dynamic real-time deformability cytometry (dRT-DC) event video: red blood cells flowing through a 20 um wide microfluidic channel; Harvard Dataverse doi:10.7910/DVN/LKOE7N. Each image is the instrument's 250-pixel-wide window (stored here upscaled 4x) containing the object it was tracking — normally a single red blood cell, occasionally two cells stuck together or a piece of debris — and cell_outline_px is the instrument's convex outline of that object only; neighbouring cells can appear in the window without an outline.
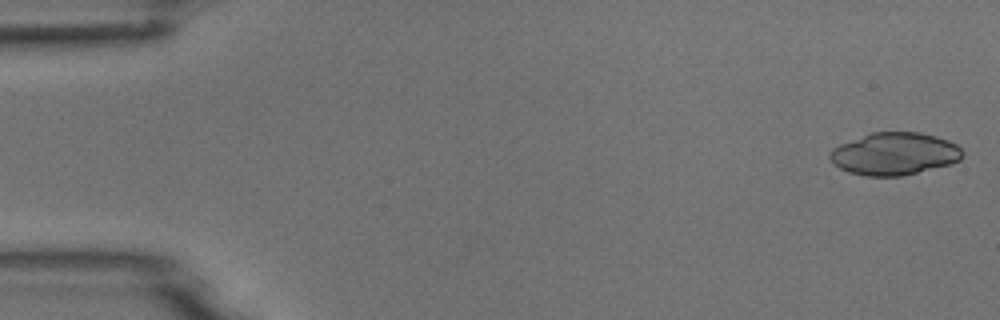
{"species": "common noctule bat (a hibernating species)", "species_latin": "Nyctalus noctula", "temperature_condition": "room temperature", "stored_images_in_passage": 28, "camera_frame_rate_fps": 3000, "um_per_image_px": 0.085, "animal": {"sex": "male", "body_mass_g": 18.8}, "frame": {"image": 1, "passage_image": 1, "time_ms": 0.0, "image_size_px": [1000, 320], "cell_outline_px": [[964, 156], [960, 160], [948, 164], [900, 176], [864, 176], [848, 172], [832, 164], [828, 156], [828, 152], [832, 148], [840, 144], [872, 132], [920, 132], [936, 136], [948, 140], [956, 144], [964, 152]], "centroid_in_image_um": [75.99, 13.07], "position_along_channel_um": 9.0, "area_um2": 32.83}}